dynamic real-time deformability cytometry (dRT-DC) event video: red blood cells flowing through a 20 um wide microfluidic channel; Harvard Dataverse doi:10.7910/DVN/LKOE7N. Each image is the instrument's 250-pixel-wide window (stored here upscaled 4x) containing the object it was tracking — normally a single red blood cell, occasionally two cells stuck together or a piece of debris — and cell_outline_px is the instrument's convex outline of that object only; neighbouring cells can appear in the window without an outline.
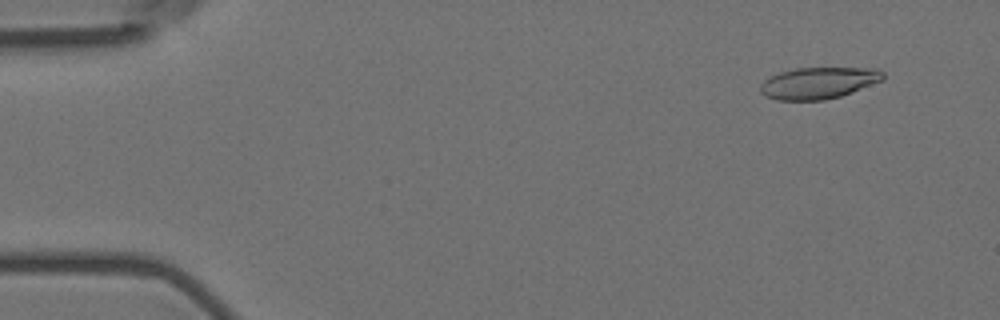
{"species": "Egyptian fruit bat (a non-hibernating species)", "species_latin": "Rousettus aegyptiacus", "temperature_condition": "room temperature", "stored_images_in_passage": 7, "camera_frame_rate_fps": 3000, "um_per_image_px": 0.085, "animal": {"sex": "female"}, "frame": {"image": 1, "passage_image": 5, "time_ms": 1.333, "image_size_px": [1000, 320], "cell_outline_px": [[884, 80], [852, 92], [840, 96], [824, 100], [776, 100], [760, 92], [760, 84], [764, 80], [780, 72], [796, 68], [876, 68], [884, 72]], "centroid_in_image_um": [69.6, 7.05], "position_along_channel_um": 15.4, "area_um2": 22.54}}